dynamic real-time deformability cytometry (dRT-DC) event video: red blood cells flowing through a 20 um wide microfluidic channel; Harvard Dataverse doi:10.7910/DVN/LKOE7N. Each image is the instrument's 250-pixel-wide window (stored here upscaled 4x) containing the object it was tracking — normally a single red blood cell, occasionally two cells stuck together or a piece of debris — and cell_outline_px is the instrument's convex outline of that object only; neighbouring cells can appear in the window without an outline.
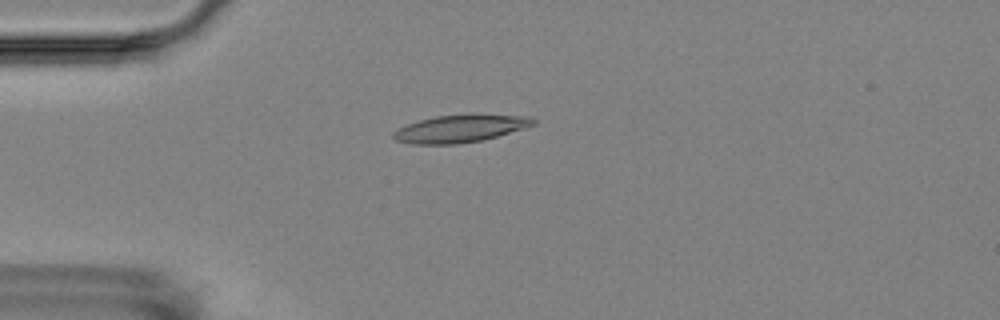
{"species": "Egyptian fruit bat (a non-hibernating species)", "species_latin": "Rousettus aegyptiacus", "temperature_condition": "room temperature", "stored_images_in_passage": 4, "camera_frame_rate_fps": 3000, "um_per_image_px": 0.085, "animal": {"sex": "female"}, "frame": {"image": 1, "passage_image": 4, "time_ms": 3.333, "image_size_px": [1000, 320], "cell_outline_px": [[536, 124], [524, 128], [496, 136], [480, 140], [456, 144], [412, 144], [396, 140], [392, 136], [392, 132], [396, 128], [420, 120], [436, 116], [468, 112], [476, 112], [532, 116], [536, 120]], "centroid_in_image_um": [39.16, 10.88], "position_along_channel_um": 45.8, "area_um2": 23.12}}